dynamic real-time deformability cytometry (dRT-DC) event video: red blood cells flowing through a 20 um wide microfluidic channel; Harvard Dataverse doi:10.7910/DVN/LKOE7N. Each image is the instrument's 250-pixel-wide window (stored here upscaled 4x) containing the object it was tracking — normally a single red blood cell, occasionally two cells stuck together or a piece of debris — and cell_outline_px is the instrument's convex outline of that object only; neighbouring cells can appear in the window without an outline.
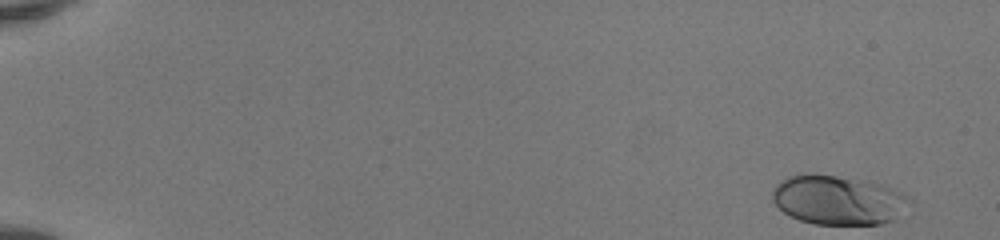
{"species": "human", "species_latin": "Homo sapiens", "temperature_condition": "room temperature", "stored_images_in_passage": 49, "camera_frame_rate_fps": 3000, "um_per_image_px": 0.085, "donor": {"sex": "female"}, "frame": {"image": 1, "passage_image": 1, "time_ms": 0.0, "image_size_px": [1000, 240], "cell_outline_px": [[908, 200], [896, 220], [880, 224], [812, 224], [800, 220], [784, 212], [772, 200], [772, 192], [776, 184], [780, 180], [788, 176], [808, 172], [868, 180], [884, 184], [896, 188]], "centroid_in_image_um": [71.2, 16.97], "position_along_channel_um": 13.8, "area_um2": 39.59}}
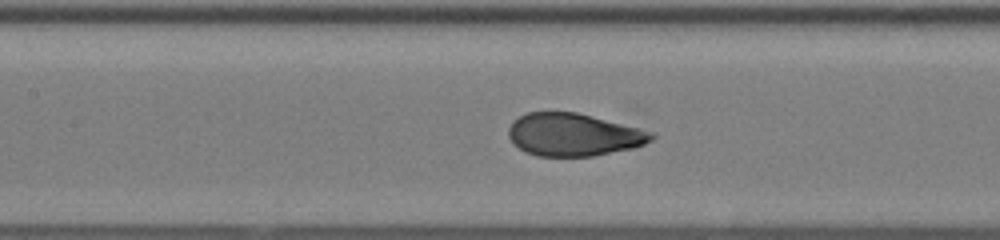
{"frame": {"image": 2, "passage_image": 24, "time_ms": 7.667, "image_size_px": [1000, 240], "cell_outline_px": [[656, 136], [652, 140], [644, 144], [632, 148], [592, 156], [536, 156], [524, 152], [512, 144], [508, 136], [508, 128], [512, 120], [528, 112], [576, 112], [592, 116], [652, 132]], "centroid_in_image_um": [48.68, 11.45], "position_along_channel_um": 158.7, "area_um2": 35.49}}
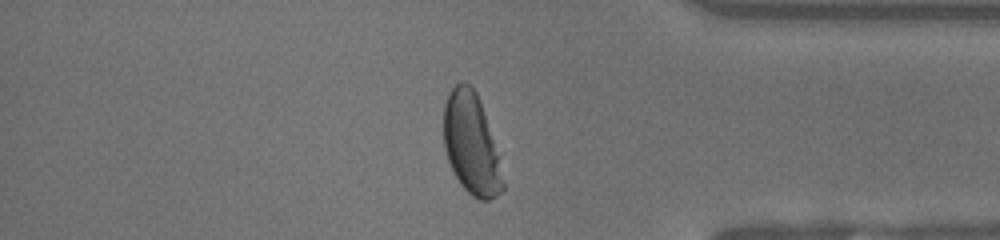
{"frame": {"image": 3, "passage_image": 42, "time_ms": 13.667, "image_size_px": [1000, 240], "cell_outline_px": [[504, 188], [496, 196], [488, 200], [480, 200], [472, 196], [460, 184], [448, 160], [444, 148], [444, 104], [452, 88], [456, 84], [464, 80], [476, 92], [484, 116], [496, 156], [504, 184]], "centroid_in_image_um": [40.0, 12.25], "position_along_channel_um": 395.2, "area_um2": 33.52}, "authors_computed_cell_mechanics": {"area_um2": 36.5296, "velocity_mm_per_s": 4.1476, "shape_relaxation_time_tau1_ms": 3.1431, "shape_relaxation_time_tau2_ms": null, "deformation_change_tau1": 0.1621, "deformation_change_tau2": null}}